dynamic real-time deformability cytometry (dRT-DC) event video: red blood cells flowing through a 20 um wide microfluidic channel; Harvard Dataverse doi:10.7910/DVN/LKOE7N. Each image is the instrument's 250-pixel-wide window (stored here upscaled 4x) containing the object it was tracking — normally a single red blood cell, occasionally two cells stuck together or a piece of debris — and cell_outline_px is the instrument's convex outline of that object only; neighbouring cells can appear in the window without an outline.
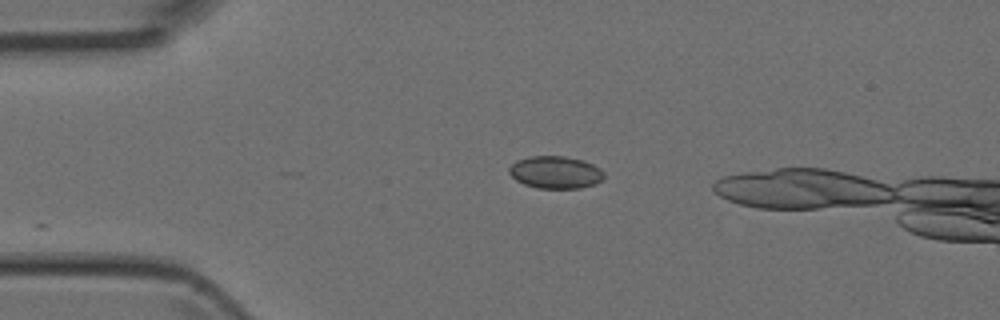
{"species": "Egyptian fruit bat (a non-hibernating species)", "species_latin": "Rousettus aegyptiacus", "temperature_condition": "room temperature", "stored_images_in_passage": 14, "camera_frame_rate_fps": 3000, "um_per_image_px": 0.085, "animal": {"sex": "female"}, "frame": {"image": 1, "passage_image": 1, "time_ms": 0.0, "image_size_px": [1000, 320], "cell_outline_px": [[604, 180], [580, 188], [536, 188], [524, 184], [516, 180], [508, 172], [508, 168], [516, 160], [528, 156], [564, 156], [584, 160], [600, 168], [604, 172]], "centroid_in_image_um": [47.2, 14.64], "position_along_channel_um": 37.8, "area_um2": 18.03}}
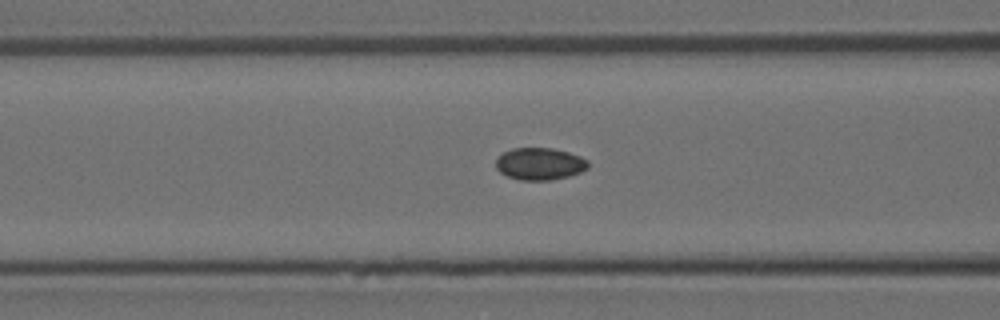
{"frame": {"image": 2, "passage_image": 9, "time_ms": 2.667, "image_size_px": [1000, 320], "cell_outline_px": [[588, 168], [580, 172], [568, 176], [552, 180], [520, 180], [508, 176], [500, 172], [496, 168], [496, 160], [504, 152], [512, 148], [552, 148], [568, 152], [580, 156], [588, 160]], "centroid_in_image_um": [45.89, 13.92], "position_along_channel_um": 120.7, "area_um2": 17.22}}
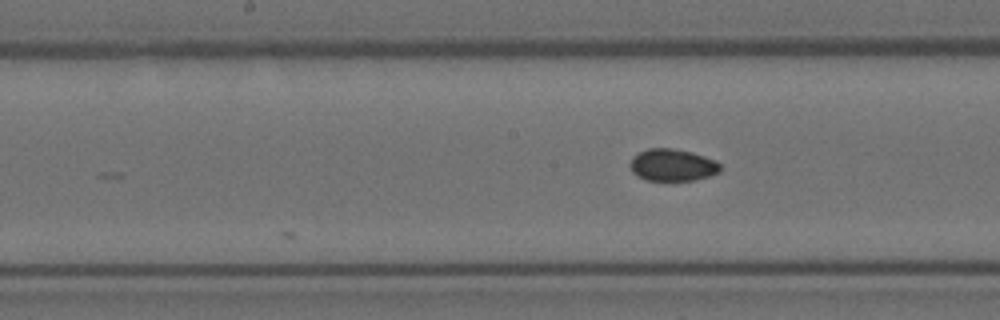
{"frame": {"image": 3, "passage_image": 14, "time_ms": 4.333, "image_size_px": [1000, 320], "cell_outline_px": [[720, 172], [708, 176], [692, 180], [644, 180], [636, 176], [632, 172], [628, 164], [632, 156], [648, 148], [672, 148], [692, 152], [716, 160], [720, 164]], "centroid_in_image_um": [57.12, 14.02], "position_along_channel_um": 191.1, "area_um2": 16.99}}